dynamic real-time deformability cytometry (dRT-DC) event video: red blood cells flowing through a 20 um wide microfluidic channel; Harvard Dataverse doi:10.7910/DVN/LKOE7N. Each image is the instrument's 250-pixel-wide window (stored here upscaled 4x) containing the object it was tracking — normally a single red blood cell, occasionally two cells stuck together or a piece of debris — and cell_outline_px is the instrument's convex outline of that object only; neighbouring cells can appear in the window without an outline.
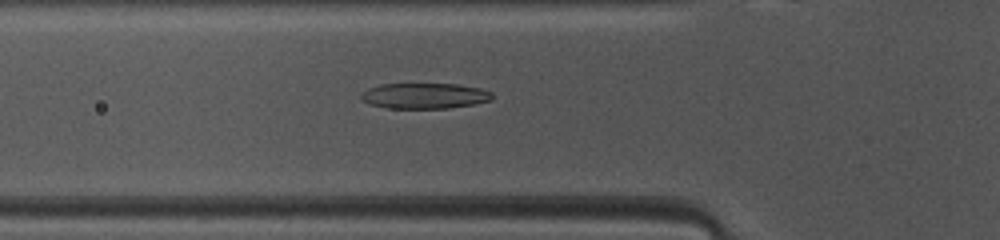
{"species": "common noctule bat (a hibernating species)", "species_latin": "Nyctalus noctula", "temperature_condition": "warm", "stored_images_in_passage": 45, "camera_frame_rate_fps": 3000, "um_per_image_px": 0.085, "animal": {"sex": "female", "body_mass_g": 10.0, "forearm_length_mm": 53.1}, "frame": {"image": 1, "passage_image": 13, "time_ms": 4.0, "image_size_px": [1000, 240], "cell_outline_px": [[492, 100], [472, 104], [448, 108], [388, 108], [372, 104], [364, 100], [360, 96], [360, 92], [368, 88], [380, 84], [456, 84], [480, 88], [492, 92]], "centroid_in_image_um": [36.08, 8.14], "position_along_channel_um": 89.7, "area_um2": 19.42}}
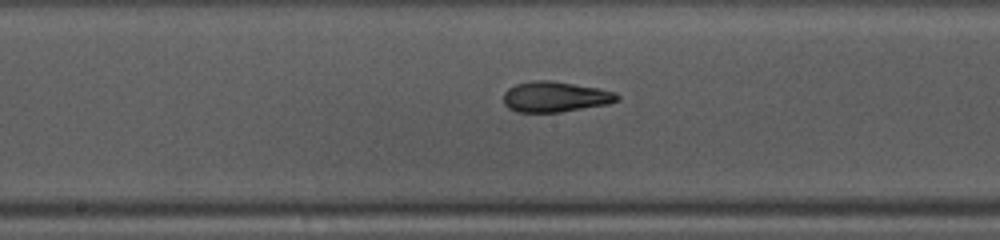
{"frame": {"image": 2, "passage_image": 21, "time_ms": 6.667, "image_size_px": [1000, 240], "cell_outline_px": [[620, 96], [616, 100], [608, 104], [560, 112], [516, 112], [508, 108], [504, 104], [504, 92], [508, 88], [516, 84], [532, 80], [548, 80], [600, 88], [616, 92]], "centroid_in_image_um": [47.17, 8.22], "position_along_channel_um": 201.0, "area_um2": 20.23}}
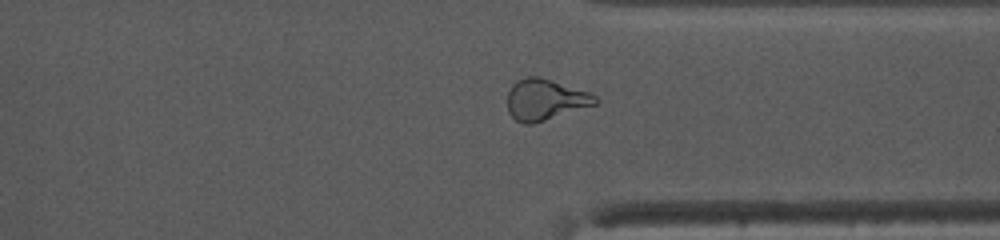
{"frame": {"image": 3, "passage_image": 33, "time_ms": 10.667, "image_size_px": [1000, 240], "cell_outline_px": [[600, 100], [596, 104], [532, 124], [524, 124], [516, 120], [508, 112], [508, 92], [512, 84], [516, 80], [524, 76], [536, 76], [552, 80], [592, 92]], "centroid_in_image_um": [46.35, 8.45], "position_along_channel_um": 365.0, "area_um2": 21.15}, "authors_computed_cell_mechanics": {"area_um2": 20.3456, "velocity_mm_per_s": 4.127, "shape_relaxation_time_tau1_ms": 4.0651, "shape_relaxation_time_tau2_ms": 1.1896, "deformation_change_tau1": 0.1866, "deformation_change_tau2": 0.0907}}